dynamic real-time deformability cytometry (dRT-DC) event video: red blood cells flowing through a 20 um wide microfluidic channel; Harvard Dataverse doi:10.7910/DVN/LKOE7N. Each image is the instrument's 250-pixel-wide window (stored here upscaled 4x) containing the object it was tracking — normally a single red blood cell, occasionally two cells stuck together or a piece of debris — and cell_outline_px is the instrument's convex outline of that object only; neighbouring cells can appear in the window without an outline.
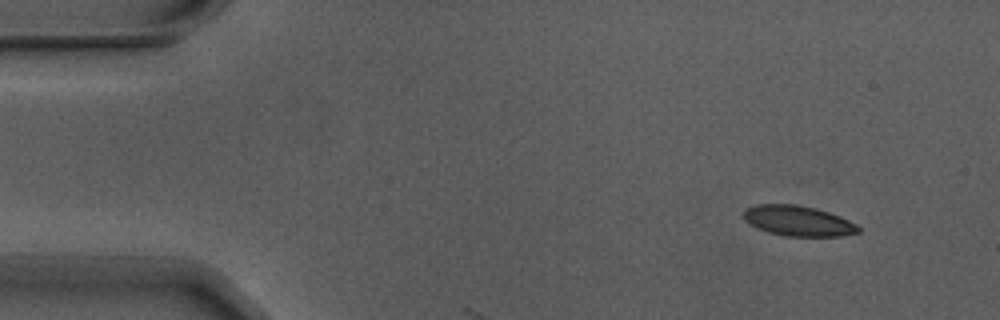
{"species": "Egyptian fruit bat (a non-hibernating species)", "species_latin": "Rousettus aegyptiacus", "temperature_condition": "warm", "stored_images_in_passage": 3, "camera_frame_rate_fps": 3000, "um_per_image_px": 0.085, "animal": {"sex": "male"}, "frame": {"image": 1, "passage_image": 1, "time_ms": 0.0, "image_size_px": [1000, 320], "cell_outline_px": [[860, 232], [840, 236], [788, 236], [768, 232], [756, 228], [748, 224], [744, 220], [744, 208], [756, 204], [796, 204], [816, 208], [840, 216], [856, 224], [860, 228]], "centroid_in_image_um": [67.81, 18.76], "position_along_channel_um": 17.2, "area_um2": 20.4}}